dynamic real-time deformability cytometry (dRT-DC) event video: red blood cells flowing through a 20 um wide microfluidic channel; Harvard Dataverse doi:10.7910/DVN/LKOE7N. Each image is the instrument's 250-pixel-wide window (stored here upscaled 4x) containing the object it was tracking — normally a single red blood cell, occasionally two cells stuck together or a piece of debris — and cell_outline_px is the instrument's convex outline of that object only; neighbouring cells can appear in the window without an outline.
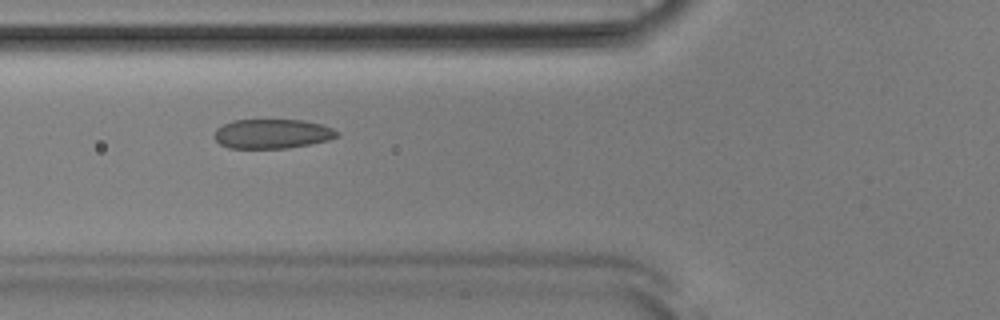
{"species": "Egyptian fruit bat (a non-hibernating species)", "species_latin": "Rousettus aegyptiacus", "temperature_condition": "room temperature", "stored_images_in_passage": 47, "camera_frame_rate_fps": 3000, "um_per_image_px": 0.085, "animal": {"sex": "male"}, "frame": {"image": 1, "passage_image": 16, "time_ms": 5.0, "image_size_px": [1000, 320], "cell_outline_px": [[340, 136], [328, 140], [288, 148], [228, 148], [220, 144], [212, 136], [216, 128], [232, 120], [304, 120], [320, 124], [332, 128], [340, 132]], "centroid_in_image_um": [23.12, 11.37], "position_along_channel_um": 102.7, "area_um2": 21.15}}
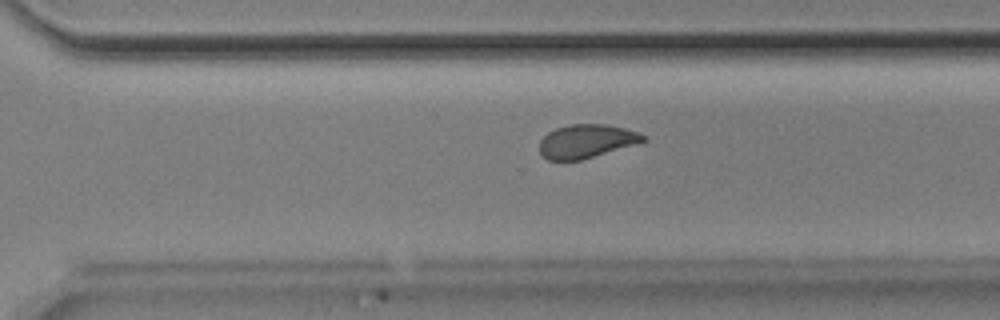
{"frame": {"image": 2, "passage_image": 33, "time_ms": 10.667, "image_size_px": [1000, 320], "cell_outline_px": [[644, 140], [632, 144], [580, 160], [548, 160], [540, 152], [540, 140], [548, 132], [556, 128], [568, 124], [604, 124], [624, 128], [636, 132], [644, 136]], "centroid_in_image_um": [49.75, 11.99], "position_along_channel_um": 320.8, "area_um2": 19.65}}
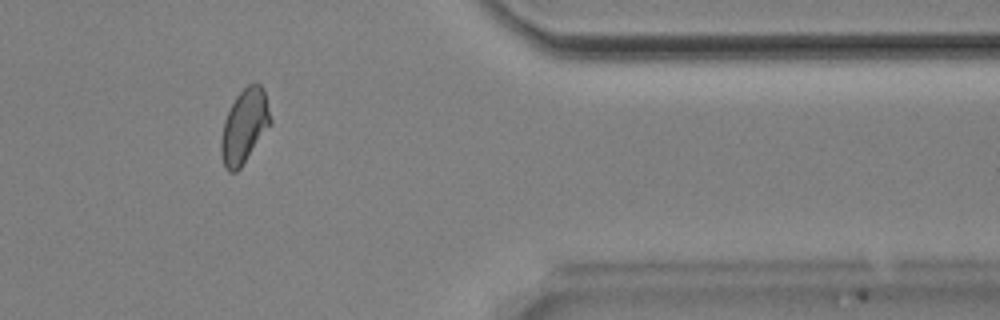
{"frame": {"image": 3, "passage_image": 40, "time_ms": 13.0, "image_size_px": [1000, 320], "cell_outline_px": [[272, 124], [240, 168], [236, 172], [228, 172], [224, 168], [220, 152], [220, 140], [224, 120], [236, 96], [248, 84], [260, 84], [264, 88], [272, 120]], "centroid_in_image_um": [20.77, 10.75], "position_along_channel_um": 390.6, "area_um2": 21.44}}